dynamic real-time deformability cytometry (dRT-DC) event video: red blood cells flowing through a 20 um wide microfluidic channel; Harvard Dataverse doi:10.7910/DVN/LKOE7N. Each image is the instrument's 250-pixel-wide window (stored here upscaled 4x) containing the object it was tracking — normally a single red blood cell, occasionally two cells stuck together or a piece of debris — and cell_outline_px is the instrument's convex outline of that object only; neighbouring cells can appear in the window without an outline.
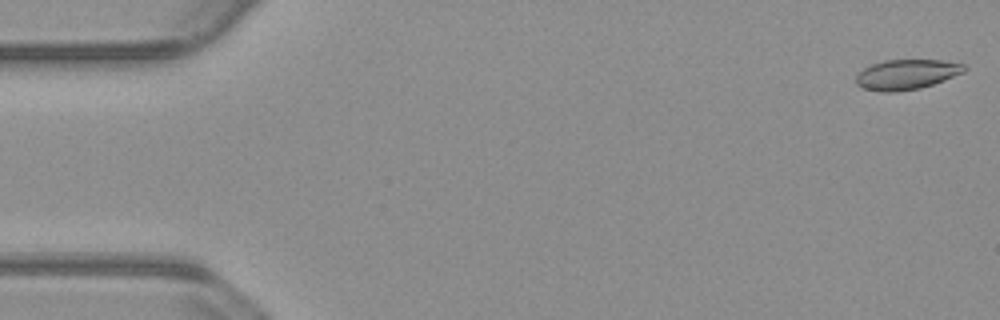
{"species": "common noctule bat (a hibernating species)", "species_latin": "Nyctalus noctula", "temperature_condition": "warm", "stored_images_in_passage": 54, "camera_frame_rate_fps": 3000, "um_per_image_px": 0.085, "animal": {"sex": "male", "body_mass_g": 23.1, "forearm_length_mm": 52.7}, "frame": {"image": 1, "passage_image": 1, "time_ms": 0.0, "image_size_px": [1000, 320], "cell_outline_px": [[968, 68], [964, 72], [944, 80], [920, 88], [896, 92], [880, 92], [864, 88], [856, 84], [856, 76], [864, 68], [872, 64], [884, 60], [944, 60], [964, 64]], "centroid_in_image_um": [77.07, 6.32], "position_along_channel_um": 7.9, "area_um2": 18.96}}
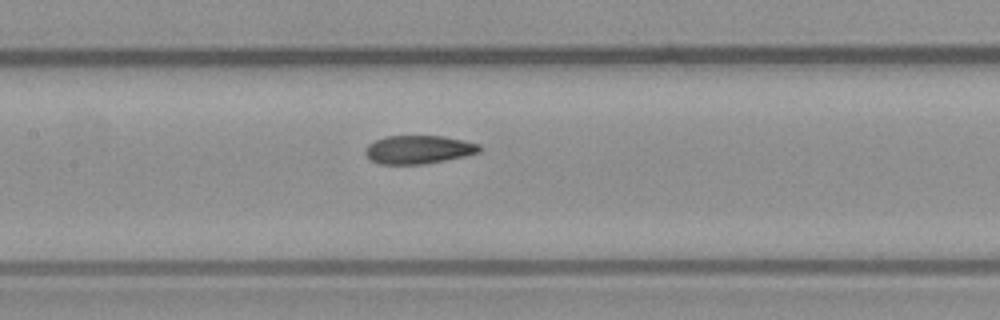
{"frame": {"image": 2, "passage_image": 25, "time_ms": 8.0, "image_size_px": [1000, 320], "cell_outline_px": [[484, 148], [480, 152], [464, 156], [424, 164], [376, 164], [368, 160], [364, 152], [364, 148], [368, 144], [376, 140], [388, 136], [444, 136], [464, 140], [480, 144]], "centroid_in_image_um": [35.56, 12.72], "position_along_channel_um": 171.8, "area_um2": 19.13}}
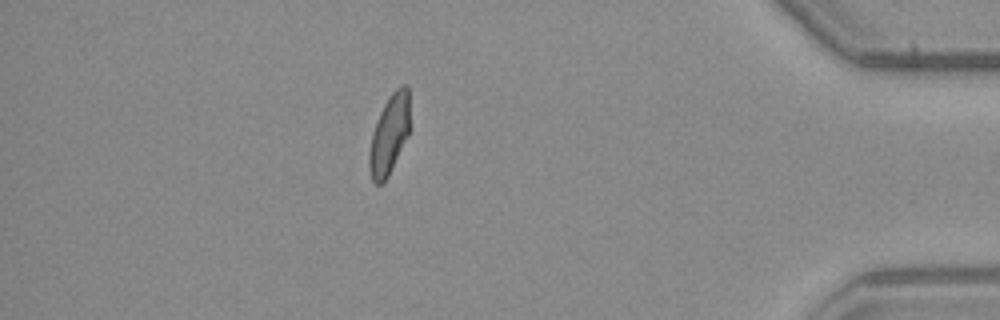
{"frame": {"image": 3, "passage_image": 47, "time_ms": 15.333, "image_size_px": [1000, 320], "cell_outline_px": [[408, 136], [384, 184], [376, 184], [372, 180], [368, 168], [368, 152], [372, 132], [376, 120], [388, 96], [400, 84], [408, 84]], "centroid_in_image_um": [33.05, 11.45], "position_along_channel_um": 402.1, "area_um2": 18.9}, "authors_computed_cell_mechanics": {"area_um2": 19.3919, "velocity_mm_per_s": 3.8081, "shape_relaxation_time_tau1_ms": 4.5367, "shape_relaxation_time_tau2_ms": 1.8085, "deformation_change_tau1": 0.1633, "deformation_change_tau2": 0.0742}}